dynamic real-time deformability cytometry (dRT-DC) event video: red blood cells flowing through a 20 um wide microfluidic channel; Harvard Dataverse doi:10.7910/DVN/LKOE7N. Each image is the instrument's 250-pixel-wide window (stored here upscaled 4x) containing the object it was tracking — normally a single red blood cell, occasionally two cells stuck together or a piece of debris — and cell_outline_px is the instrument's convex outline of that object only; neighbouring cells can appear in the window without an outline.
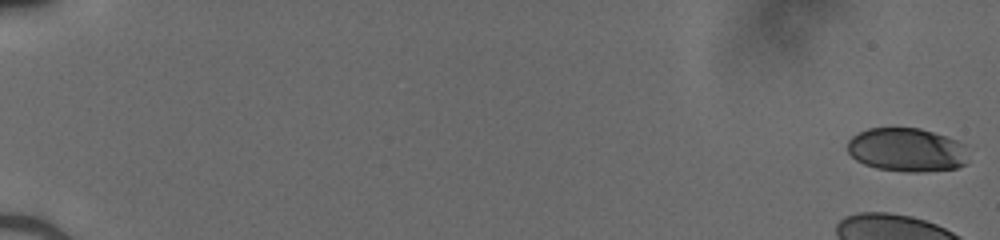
{"species": "human", "species_latin": "Homo sapiens", "temperature_condition": "cold", "stored_images_in_passage": 13, "camera_frame_rate_fps": 3000, "um_per_image_px": 0.085, "donor": {"sex": "male"}, "frame": {"image": 1, "passage_image": 1, "time_ms": 0.0, "image_size_px": [1000, 240], "cell_outline_px": [[968, 164], [956, 168], [920, 172], [908, 172], [876, 168], [864, 164], [856, 160], [848, 152], [848, 140], [852, 136], [868, 128], [920, 128], [956, 140], [964, 144]], "centroid_in_image_um": [77.07, 12.74], "position_along_channel_um": 7.9, "area_um2": 30.75}}